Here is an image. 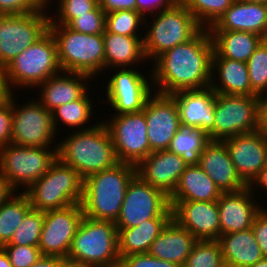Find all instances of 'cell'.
I'll return each instance as SVG.
<instances>
[{
	"instance_id": "31",
	"label": "cell",
	"mask_w": 267,
	"mask_h": 267,
	"mask_svg": "<svg viewBox=\"0 0 267 267\" xmlns=\"http://www.w3.org/2000/svg\"><path fill=\"white\" fill-rule=\"evenodd\" d=\"M225 267H250L264 256L252 229L220 235Z\"/></svg>"
},
{
	"instance_id": "10",
	"label": "cell",
	"mask_w": 267,
	"mask_h": 267,
	"mask_svg": "<svg viewBox=\"0 0 267 267\" xmlns=\"http://www.w3.org/2000/svg\"><path fill=\"white\" fill-rule=\"evenodd\" d=\"M51 7L46 5L27 14L0 15V66L6 68L49 30L50 14L47 12Z\"/></svg>"
},
{
	"instance_id": "5",
	"label": "cell",
	"mask_w": 267,
	"mask_h": 267,
	"mask_svg": "<svg viewBox=\"0 0 267 267\" xmlns=\"http://www.w3.org/2000/svg\"><path fill=\"white\" fill-rule=\"evenodd\" d=\"M57 43L58 61L62 71L87 74L91 78L104 70L103 34H84L66 25L49 24Z\"/></svg>"
},
{
	"instance_id": "41",
	"label": "cell",
	"mask_w": 267,
	"mask_h": 267,
	"mask_svg": "<svg viewBox=\"0 0 267 267\" xmlns=\"http://www.w3.org/2000/svg\"><path fill=\"white\" fill-rule=\"evenodd\" d=\"M56 16L50 12L49 24H60L68 26L79 15L87 14L98 4V0H58ZM58 13V14H57ZM53 15V16H52ZM56 18H55V17Z\"/></svg>"
},
{
	"instance_id": "8",
	"label": "cell",
	"mask_w": 267,
	"mask_h": 267,
	"mask_svg": "<svg viewBox=\"0 0 267 267\" xmlns=\"http://www.w3.org/2000/svg\"><path fill=\"white\" fill-rule=\"evenodd\" d=\"M9 87L36 89L62 70L58 61L57 43L48 30L34 44L20 53L6 68Z\"/></svg>"
},
{
	"instance_id": "48",
	"label": "cell",
	"mask_w": 267,
	"mask_h": 267,
	"mask_svg": "<svg viewBox=\"0 0 267 267\" xmlns=\"http://www.w3.org/2000/svg\"><path fill=\"white\" fill-rule=\"evenodd\" d=\"M180 0H136V11L143 17L154 15L162 10L172 8Z\"/></svg>"
},
{
	"instance_id": "29",
	"label": "cell",
	"mask_w": 267,
	"mask_h": 267,
	"mask_svg": "<svg viewBox=\"0 0 267 267\" xmlns=\"http://www.w3.org/2000/svg\"><path fill=\"white\" fill-rule=\"evenodd\" d=\"M173 217H156L144 220L131 228H117L120 259L133 254H147L151 244Z\"/></svg>"
},
{
	"instance_id": "23",
	"label": "cell",
	"mask_w": 267,
	"mask_h": 267,
	"mask_svg": "<svg viewBox=\"0 0 267 267\" xmlns=\"http://www.w3.org/2000/svg\"><path fill=\"white\" fill-rule=\"evenodd\" d=\"M198 165L222 192L238 191L248 186L238 175L223 140H209Z\"/></svg>"
},
{
	"instance_id": "34",
	"label": "cell",
	"mask_w": 267,
	"mask_h": 267,
	"mask_svg": "<svg viewBox=\"0 0 267 267\" xmlns=\"http://www.w3.org/2000/svg\"><path fill=\"white\" fill-rule=\"evenodd\" d=\"M31 208L29 198L23 191L13 194L0 205V247L10 241Z\"/></svg>"
},
{
	"instance_id": "16",
	"label": "cell",
	"mask_w": 267,
	"mask_h": 267,
	"mask_svg": "<svg viewBox=\"0 0 267 267\" xmlns=\"http://www.w3.org/2000/svg\"><path fill=\"white\" fill-rule=\"evenodd\" d=\"M83 218L81 203L45 211L38 246L42 255L60 256L66 259Z\"/></svg>"
},
{
	"instance_id": "28",
	"label": "cell",
	"mask_w": 267,
	"mask_h": 267,
	"mask_svg": "<svg viewBox=\"0 0 267 267\" xmlns=\"http://www.w3.org/2000/svg\"><path fill=\"white\" fill-rule=\"evenodd\" d=\"M105 56L104 70L115 68H135L147 59L142 36H124L108 32L103 33ZM143 60V61H142Z\"/></svg>"
},
{
	"instance_id": "3",
	"label": "cell",
	"mask_w": 267,
	"mask_h": 267,
	"mask_svg": "<svg viewBox=\"0 0 267 267\" xmlns=\"http://www.w3.org/2000/svg\"><path fill=\"white\" fill-rule=\"evenodd\" d=\"M135 175V165L119 162L110 169L87 176L81 201L84 216L116 222L127 186Z\"/></svg>"
},
{
	"instance_id": "40",
	"label": "cell",
	"mask_w": 267,
	"mask_h": 267,
	"mask_svg": "<svg viewBox=\"0 0 267 267\" xmlns=\"http://www.w3.org/2000/svg\"><path fill=\"white\" fill-rule=\"evenodd\" d=\"M249 79L252 90L259 95L267 94V43L262 40L248 59Z\"/></svg>"
},
{
	"instance_id": "56",
	"label": "cell",
	"mask_w": 267,
	"mask_h": 267,
	"mask_svg": "<svg viewBox=\"0 0 267 267\" xmlns=\"http://www.w3.org/2000/svg\"><path fill=\"white\" fill-rule=\"evenodd\" d=\"M250 267H267V257H263L260 261L256 262Z\"/></svg>"
},
{
	"instance_id": "7",
	"label": "cell",
	"mask_w": 267,
	"mask_h": 267,
	"mask_svg": "<svg viewBox=\"0 0 267 267\" xmlns=\"http://www.w3.org/2000/svg\"><path fill=\"white\" fill-rule=\"evenodd\" d=\"M151 16L155 17L153 22L146 21L147 18L144 20L149 29L146 27L147 32L143 36L145 56L151 62L165 51L189 41L202 29L193 14L180 1L172 8Z\"/></svg>"
},
{
	"instance_id": "54",
	"label": "cell",
	"mask_w": 267,
	"mask_h": 267,
	"mask_svg": "<svg viewBox=\"0 0 267 267\" xmlns=\"http://www.w3.org/2000/svg\"><path fill=\"white\" fill-rule=\"evenodd\" d=\"M16 191L10 186L7 179L0 174V205L7 201Z\"/></svg>"
},
{
	"instance_id": "17",
	"label": "cell",
	"mask_w": 267,
	"mask_h": 267,
	"mask_svg": "<svg viewBox=\"0 0 267 267\" xmlns=\"http://www.w3.org/2000/svg\"><path fill=\"white\" fill-rule=\"evenodd\" d=\"M142 112L146 118L150 153L167 150L177 131L182 127L179 109L171 95L152 93Z\"/></svg>"
},
{
	"instance_id": "12",
	"label": "cell",
	"mask_w": 267,
	"mask_h": 267,
	"mask_svg": "<svg viewBox=\"0 0 267 267\" xmlns=\"http://www.w3.org/2000/svg\"><path fill=\"white\" fill-rule=\"evenodd\" d=\"M12 94L11 143L18 146L51 148L58 132L53 125L52 112L37 99L25 101L22 106ZM18 105V106H17ZM21 106V107H20Z\"/></svg>"
},
{
	"instance_id": "44",
	"label": "cell",
	"mask_w": 267,
	"mask_h": 267,
	"mask_svg": "<svg viewBox=\"0 0 267 267\" xmlns=\"http://www.w3.org/2000/svg\"><path fill=\"white\" fill-rule=\"evenodd\" d=\"M45 6L42 0H0V15L27 14Z\"/></svg>"
},
{
	"instance_id": "30",
	"label": "cell",
	"mask_w": 267,
	"mask_h": 267,
	"mask_svg": "<svg viewBox=\"0 0 267 267\" xmlns=\"http://www.w3.org/2000/svg\"><path fill=\"white\" fill-rule=\"evenodd\" d=\"M222 193L199 165H188L169 201H217Z\"/></svg>"
},
{
	"instance_id": "18",
	"label": "cell",
	"mask_w": 267,
	"mask_h": 267,
	"mask_svg": "<svg viewBox=\"0 0 267 267\" xmlns=\"http://www.w3.org/2000/svg\"><path fill=\"white\" fill-rule=\"evenodd\" d=\"M173 219L197 240H219L221 235L217 201H169Z\"/></svg>"
},
{
	"instance_id": "55",
	"label": "cell",
	"mask_w": 267,
	"mask_h": 267,
	"mask_svg": "<svg viewBox=\"0 0 267 267\" xmlns=\"http://www.w3.org/2000/svg\"><path fill=\"white\" fill-rule=\"evenodd\" d=\"M0 267H12L9 257L2 247H0Z\"/></svg>"
},
{
	"instance_id": "43",
	"label": "cell",
	"mask_w": 267,
	"mask_h": 267,
	"mask_svg": "<svg viewBox=\"0 0 267 267\" xmlns=\"http://www.w3.org/2000/svg\"><path fill=\"white\" fill-rule=\"evenodd\" d=\"M2 248L12 267H30L42 256L38 246L3 245Z\"/></svg>"
},
{
	"instance_id": "33",
	"label": "cell",
	"mask_w": 267,
	"mask_h": 267,
	"mask_svg": "<svg viewBox=\"0 0 267 267\" xmlns=\"http://www.w3.org/2000/svg\"><path fill=\"white\" fill-rule=\"evenodd\" d=\"M89 93L90 92L87 91L80 99L60 105L52 112L53 125L56 132H59L57 126H60V123L65 125V127H70L69 129H74V131L75 129L76 131L88 130L97 125L95 122L94 125L92 124L91 126L90 124V126H87L91 121L90 118H92V114H94L92 111L94 110L92 109L94 103L93 100L89 98Z\"/></svg>"
},
{
	"instance_id": "13",
	"label": "cell",
	"mask_w": 267,
	"mask_h": 267,
	"mask_svg": "<svg viewBox=\"0 0 267 267\" xmlns=\"http://www.w3.org/2000/svg\"><path fill=\"white\" fill-rule=\"evenodd\" d=\"M102 122L110 133L118 162L136 166L150 154L146 118L142 111L111 115Z\"/></svg>"
},
{
	"instance_id": "46",
	"label": "cell",
	"mask_w": 267,
	"mask_h": 267,
	"mask_svg": "<svg viewBox=\"0 0 267 267\" xmlns=\"http://www.w3.org/2000/svg\"><path fill=\"white\" fill-rule=\"evenodd\" d=\"M12 136V95L0 105V148L11 143Z\"/></svg>"
},
{
	"instance_id": "14",
	"label": "cell",
	"mask_w": 267,
	"mask_h": 267,
	"mask_svg": "<svg viewBox=\"0 0 267 267\" xmlns=\"http://www.w3.org/2000/svg\"><path fill=\"white\" fill-rule=\"evenodd\" d=\"M258 96L215 94L214 140L257 130Z\"/></svg>"
},
{
	"instance_id": "11",
	"label": "cell",
	"mask_w": 267,
	"mask_h": 267,
	"mask_svg": "<svg viewBox=\"0 0 267 267\" xmlns=\"http://www.w3.org/2000/svg\"><path fill=\"white\" fill-rule=\"evenodd\" d=\"M156 217H173L169 196L136 174L127 186L116 228L135 227Z\"/></svg>"
},
{
	"instance_id": "24",
	"label": "cell",
	"mask_w": 267,
	"mask_h": 267,
	"mask_svg": "<svg viewBox=\"0 0 267 267\" xmlns=\"http://www.w3.org/2000/svg\"><path fill=\"white\" fill-rule=\"evenodd\" d=\"M92 78L87 74L61 71L41 83L39 101L47 110L53 112L60 105L80 99L89 89Z\"/></svg>"
},
{
	"instance_id": "36",
	"label": "cell",
	"mask_w": 267,
	"mask_h": 267,
	"mask_svg": "<svg viewBox=\"0 0 267 267\" xmlns=\"http://www.w3.org/2000/svg\"><path fill=\"white\" fill-rule=\"evenodd\" d=\"M235 0H180L202 28L209 29Z\"/></svg>"
},
{
	"instance_id": "6",
	"label": "cell",
	"mask_w": 267,
	"mask_h": 267,
	"mask_svg": "<svg viewBox=\"0 0 267 267\" xmlns=\"http://www.w3.org/2000/svg\"><path fill=\"white\" fill-rule=\"evenodd\" d=\"M84 179L71 166L57 159L48 171L23 191L38 211L62 209L81 203Z\"/></svg>"
},
{
	"instance_id": "60",
	"label": "cell",
	"mask_w": 267,
	"mask_h": 267,
	"mask_svg": "<svg viewBox=\"0 0 267 267\" xmlns=\"http://www.w3.org/2000/svg\"><path fill=\"white\" fill-rule=\"evenodd\" d=\"M267 43V35L263 39Z\"/></svg>"
},
{
	"instance_id": "38",
	"label": "cell",
	"mask_w": 267,
	"mask_h": 267,
	"mask_svg": "<svg viewBox=\"0 0 267 267\" xmlns=\"http://www.w3.org/2000/svg\"><path fill=\"white\" fill-rule=\"evenodd\" d=\"M44 212L31 208L5 245L39 246Z\"/></svg>"
},
{
	"instance_id": "15",
	"label": "cell",
	"mask_w": 267,
	"mask_h": 267,
	"mask_svg": "<svg viewBox=\"0 0 267 267\" xmlns=\"http://www.w3.org/2000/svg\"><path fill=\"white\" fill-rule=\"evenodd\" d=\"M117 70V72H116ZM105 87L106 99L114 115L137 113L143 110L153 93L152 72L147 76L135 68H116ZM150 78H149V77ZM148 77V79H147Z\"/></svg>"
},
{
	"instance_id": "51",
	"label": "cell",
	"mask_w": 267,
	"mask_h": 267,
	"mask_svg": "<svg viewBox=\"0 0 267 267\" xmlns=\"http://www.w3.org/2000/svg\"><path fill=\"white\" fill-rule=\"evenodd\" d=\"M66 260L60 256L42 255L30 267H61Z\"/></svg>"
},
{
	"instance_id": "1",
	"label": "cell",
	"mask_w": 267,
	"mask_h": 267,
	"mask_svg": "<svg viewBox=\"0 0 267 267\" xmlns=\"http://www.w3.org/2000/svg\"><path fill=\"white\" fill-rule=\"evenodd\" d=\"M213 51L210 32L202 28L189 41L162 53L150 70L154 91L172 95L183 90L209 87Z\"/></svg>"
},
{
	"instance_id": "57",
	"label": "cell",
	"mask_w": 267,
	"mask_h": 267,
	"mask_svg": "<svg viewBox=\"0 0 267 267\" xmlns=\"http://www.w3.org/2000/svg\"><path fill=\"white\" fill-rule=\"evenodd\" d=\"M238 1L267 4V0H238Z\"/></svg>"
},
{
	"instance_id": "20",
	"label": "cell",
	"mask_w": 267,
	"mask_h": 267,
	"mask_svg": "<svg viewBox=\"0 0 267 267\" xmlns=\"http://www.w3.org/2000/svg\"><path fill=\"white\" fill-rule=\"evenodd\" d=\"M215 94L210 86L172 94L179 109L181 126L200 129L209 140H214Z\"/></svg>"
},
{
	"instance_id": "35",
	"label": "cell",
	"mask_w": 267,
	"mask_h": 267,
	"mask_svg": "<svg viewBox=\"0 0 267 267\" xmlns=\"http://www.w3.org/2000/svg\"><path fill=\"white\" fill-rule=\"evenodd\" d=\"M208 141V135L204 131L181 127L167 150L181 156L188 165H198L200 154Z\"/></svg>"
},
{
	"instance_id": "9",
	"label": "cell",
	"mask_w": 267,
	"mask_h": 267,
	"mask_svg": "<svg viewBox=\"0 0 267 267\" xmlns=\"http://www.w3.org/2000/svg\"><path fill=\"white\" fill-rule=\"evenodd\" d=\"M57 159V145L45 148L9 143L0 148V174L16 192L20 188L25 191L41 178Z\"/></svg>"
},
{
	"instance_id": "53",
	"label": "cell",
	"mask_w": 267,
	"mask_h": 267,
	"mask_svg": "<svg viewBox=\"0 0 267 267\" xmlns=\"http://www.w3.org/2000/svg\"><path fill=\"white\" fill-rule=\"evenodd\" d=\"M248 186L254 194L256 192L255 189H257V187L260 188V190L264 189L263 192H267V164L261 169L259 174L253 179V181Z\"/></svg>"
},
{
	"instance_id": "22",
	"label": "cell",
	"mask_w": 267,
	"mask_h": 267,
	"mask_svg": "<svg viewBox=\"0 0 267 267\" xmlns=\"http://www.w3.org/2000/svg\"><path fill=\"white\" fill-rule=\"evenodd\" d=\"M188 164L168 150L150 153L136 165V174L148 184L170 196Z\"/></svg>"
},
{
	"instance_id": "49",
	"label": "cell",
	"mask_w": 267,
	"mask_h": 267,
	"mask_svg": "<svg viewBox=\"0 0 267 267\" xmlns=\"http://www.w3.org/2000/svg\"><path fill=\"white\" fill-rule=\"evenodd\" d=\"M99 6L103 11L112 13L119 10H134L136 11V0H98Z\"/></svg>"
},
{
	"instance_id": "59",
	"label": "cell",
	"mask_w": 267,
	"mask_h": 267,
	"mask_svg": "<svg viewBox=\"0 0 267 267\" xmlns=\"http://www.w3.org/2000/svg\"><path fill=\"white\" fill-rule=\"evenodd\" d=\"M43 1V3L45 4V5H50V4H52V3H50V0H42ZM53 1V0H52Z\"/></svg>"
},
{
	"instance_id": "21",
	"label": "cell",
	"mask_w": 267,
	"mask_h": 267,
	"mask_svg": "<svg viewBox=\"0 0 267 267\" xmlns=\"http://www.w3.org/2000/svg\"><path fill=\"white\" fill-rule=\"evenodd\" d=\"M255 199L256 195L249 186L238 191L222 193L217 200L221 235L252 227L255 217L264 208Z\"/></svg>"
},
{
	"instance_id": "42",
	"label": "cell",
	"mask_w": 267,
	"mask_h": 267,
	"mask_svg": "<svg viewBox=\"0 0 267 267\" xmlns=\"http://www.w3.org/2000/svg\"><path fill=\"white\" fill-rule=\"evenodd\" d=\"M106 13L99 4L87 14L76 17L68 27L73 31L88 35L103 34L105 32Z\"/></svg>"
},
{
	"instance_id": "39",
	"label": "cell",
	"mask_w": 267,
	"mask_h": 267,
	"mask_svg": "<svg viewBox=\"0 0 267 267\" xmlns=\"http://www.w3.org/2000/svg\"><path fill=\"white\" fill-rule=\"evenodd\" d=\"M144 20L145 18L137 11L119 10L106 14L105 29L124 36H141L139 29L142 26L145 28Z\"/></svg>"
},
{
	"instance_id": "47",
	"label": "cell",
	"mask_w": 267,
	"mask_h": 267,
	"mask_svg": "<svg viewBox=\"0 0 267 267\" xmlns=\"http://www.w3.org/2000/svg\"><path fill=\"white\" fill-rule=\"evenodd\" d=\"M264 257H267V209L264 207L255 217L251 227Z\"/></svg>"
},
{
	"instance_id": "32",
	"label": "cell",
	"mask_w": 267,
	"mask_h": 267,
	"mask_svg": "<svg viewBox=\"0 0 267 267\" xmlns=\"http://www.w3.org/2000/svg\"><path fill=\"white\" fill-rule=\"evenodd\" d=\"M214 51L223 58L247 63L263 38L244 31H209Z\"/></svg>"
},
{
	"instance_id": "26",
	"label": "cell",
	"mask_w": 267,
	"mask_h": 267,
	"mask_svg": "<svg viewBox=\"0 0 267 267\" xmlns=\"http://www.w3.org/2000/svg\"><path fill=\"white\" fill-rule=\"evenodd\" d=\"M210 87L220 94L258 96L251 88L247 63L220 57L215 51Z\"/></svg>"
},
{
	"instance_id": "37",
	"label": "cell",
	"mask_w": 267,
	"mask_h": 267,
	"mask_svg": "<svg viewBox=\"0 0 267 267\" xmlns=\"http://www.w3.org/2000/svg\"><path fill=\"white\" fill-rule=\"evenodd\" d=\"M183 267H225L218 240H198Z\"/></svg>"
},
{
	"instance_id": "4",
	"label": "cell",
	"mask_w": 267,
	"mask_h": 267,
	"mask_svg": "<svg viewBox=\"0 0 267 267\" xmlns=\"http://www.w3.org/2000/svg\"><path fill=\"white\" fill-rule=\"evenodd\" d=\"M117 239L115 222L84 216L65 260L80 267H119Z\"/></svg>"
},
{
	"instance_id": "52",
	"label": "cell",
	"mask_w": 267,
	"mask_h": 267,
	"mask_svg": "<svg viewBox=\"0 0 267 267\" xmlns=\"http://www.w3.org/2000/svg\"><path fill=\"white\" fill-rule=\"evenodd\" d=\"M14 90L11 91L7 77H6V69L3 66H0V105L7 102Z\"/></svg>"
},
{
	"instance_id": "50",
	"label": "cell",
	"mask_w": 267,
	"mask_h": 267,
	"mask_svg": "<svg viewBox=\"0 0 267 267\" xmlns=\"http://www.w3.org/2000/svg\"><path fill=\"white\" fill-rule=\"evenodd\" d=\"M257 132L267 139V94L258 96Z\"/></svg>"
},
{
	"instance_id": "19",
	"label": "cell",
	"mask_w": 267,
	"mask_h": 267,
	"mask_svg": "<svg viewBox=\"0 0 267 267\" xmlns=\"http://www.w3.org/2000/svg\"><path fill=\"white\" fill-rule=\"evenodd\" d=\"M241 179L249 185L267 164V139L254 131L223 140Z\"/></svg>"
},
{
	"instance_id": "45",
	"label": "cell",
	"mask_w": 267,
	"mask_h": 267,
	"mask_svg": "<svg viewBox=\"0 0 267 267\" xmlns=\"http://www.w3.org/2000/svg\"><path fill=\"white\" fill-rule=\"evenodd\" d=\"M119 267H181L147 254H133L120 259Z\"/></svg>"
},
{
	"instance_id": "25",
	"label": "cell",
	"mask_w": 267,
	"mask_h": 267,
	"mask_svg": "<svg viewBox=\"0 0 267 267\" xmlns=\"http://www.w3.org/2000/svg\"><path fill=\"white\" fill-rule=\"evenodd\" d=\"M209 31H244L267 35V4L235 0Z\"/></svg>"
},
{
	"instance_id": "27",
	"label": "cell",
	"mask_w": 267,
	"mask_h": 267,
	"mask_svg": "<svg viewBox=\"0 0 267 267\" xmlns=\"http://www.w3.org/2000/svg\"><path fill=\"white\" fill-rule=\"evenodd\" d=\"M198 240L172 219L151 244L148 254L183 267Z\"/></svg>"
},
{
	"instance_id": "58",
	"label": "cell",
	"mask_w": 267,
	"mask_h": 267,
	"mask_svg": "<svg viewBox=\"0 0 267 267\" xmlns=\"http://www.w3.org/2000/svg\"><path fill=\"white\" fill-rule=\"evenodd\" d=\"M61 267H80V266L65 262Z\"/></svg>"
},
{
	"instance_id": "2",
	"label": "cell",
	"mask_w": 267,
	"mask_h": 267,
	"mask_svg": "<svg viewBox=\"0 0 267 267\" xmlns=\"http://www.w3.org/2000/svg\"><path fill=\"white\" fill-rule=\"evenodd\" d=\"M57 145L58 159L85 179L114 167L118 162L106 125L100 120L88 130L72 131Z\"/></svg>"
}]
</instances>
